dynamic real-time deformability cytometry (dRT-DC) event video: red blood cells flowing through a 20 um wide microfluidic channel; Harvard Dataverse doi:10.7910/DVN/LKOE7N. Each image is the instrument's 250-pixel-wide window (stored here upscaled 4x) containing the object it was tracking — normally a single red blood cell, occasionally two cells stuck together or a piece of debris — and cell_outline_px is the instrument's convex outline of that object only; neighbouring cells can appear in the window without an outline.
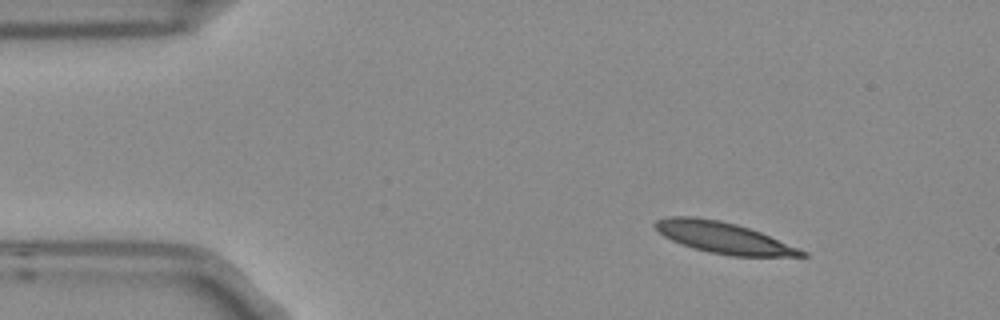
{"species": "Egyptian fruit bat (a non-hibernating species)", "species_latin": "Rousettus aegyptiacus", "temperature_condition": "room temperature", "stored_images_in_passage": 3, "camera_frame_rate_fps": 3000, "um_per_image_px": 0.085, "frame": {"image": 1, "passage_image": 1, "time_ms": 0.0, "image_size_px": [1000, 320], "cell_outline_px": [[808, 256], [728, 256], [708, 252], [692, 248], [680, 244], [664, 236], [652, 224], [656, 220], [668, 216], [692, 216], [720, 220], [736, 224], [760, 232], [808, 252]], "centroid_in_image_um": [61.46, 20.2], "position_along_channel_um": 23.5, "area_um2": 26.59}}